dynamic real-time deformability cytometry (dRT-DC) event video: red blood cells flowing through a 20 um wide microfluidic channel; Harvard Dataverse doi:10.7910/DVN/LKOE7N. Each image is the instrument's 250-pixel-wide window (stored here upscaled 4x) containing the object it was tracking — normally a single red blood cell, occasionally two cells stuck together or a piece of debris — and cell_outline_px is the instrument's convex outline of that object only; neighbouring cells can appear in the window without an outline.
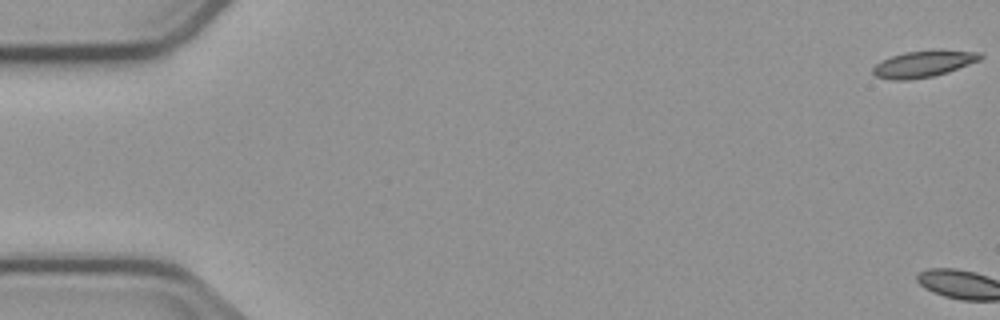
{"species": "common noctule bat (a hibernating species)", "species_latin": "Nyctalus noctula", "temperature_condition": "cold", "stored_images_in_passage": 5, "camera_frame_rate_fps": 3000, "um_per_image_px": 0.085, "animal": {"sex": "male", "body_mass_g": 23.1, "forearm_length_mm": 52.7}, "frame": {"image": 1, "passage_image": 1, "time_ms": 0.0, "image_size_px": [1000, 320], "cell_outline_px": [[984, 56], [980, 60], [948, 72], [932, 76], [908, 80], [892, 80], [876, 76], [872, 72], [872, 68], [880, 60], [904, 52], [936, 48], [940, 48], [980, 52]], "centroid_in_image_um": [78.53, 5.39], "position_along_channel_um": 6.5, "area_um2": 17.05}}